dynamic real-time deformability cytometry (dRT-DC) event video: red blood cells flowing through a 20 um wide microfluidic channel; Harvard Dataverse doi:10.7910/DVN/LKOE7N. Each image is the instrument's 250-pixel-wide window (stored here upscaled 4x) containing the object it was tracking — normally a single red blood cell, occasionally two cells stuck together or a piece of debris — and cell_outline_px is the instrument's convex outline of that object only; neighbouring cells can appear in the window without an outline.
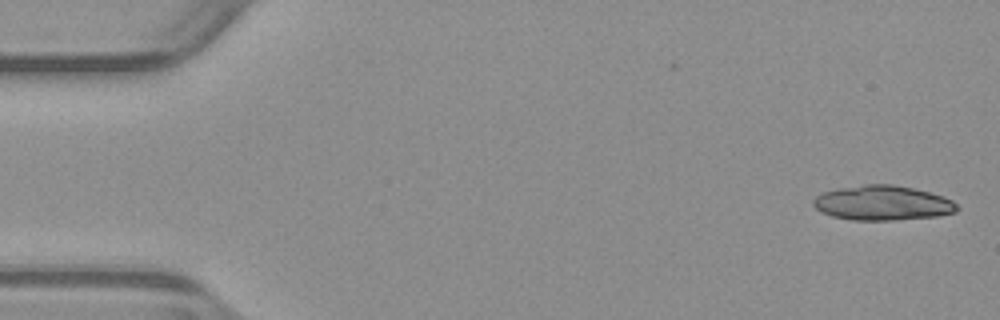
{"species": "common noctule bat (a hibernating species)", "species_latin": "Nyctalus noctula", "temperature_condition": "warm", "stored_images_in_passage": 13, "camera_frame_rate_fps": 3000, "um_per_image_px": 0.085, "animal": {"sex": "male", "body_mass_g": 23.1, "forearm_length_mm": 52.7}, "frame": {"image": 1, "passage_image": 1, "time_ms": 0.0, "image_size_px": [1000, 320], "cell_outline_px": [[960, 208], [956, 212], [936, 216], [892, 220], [852, 220], [832, 216], [820, 212], [812, 204], [812, 200], [816, 196], [824, 192], [840, 188], [864, 184], [892, 184], [912, 188], [944, 196], [952, 200]], "centroid_in_image_um": [75.01, 17.25], "position_along_channel_um": 10.0, "area_um2": 29.07}}